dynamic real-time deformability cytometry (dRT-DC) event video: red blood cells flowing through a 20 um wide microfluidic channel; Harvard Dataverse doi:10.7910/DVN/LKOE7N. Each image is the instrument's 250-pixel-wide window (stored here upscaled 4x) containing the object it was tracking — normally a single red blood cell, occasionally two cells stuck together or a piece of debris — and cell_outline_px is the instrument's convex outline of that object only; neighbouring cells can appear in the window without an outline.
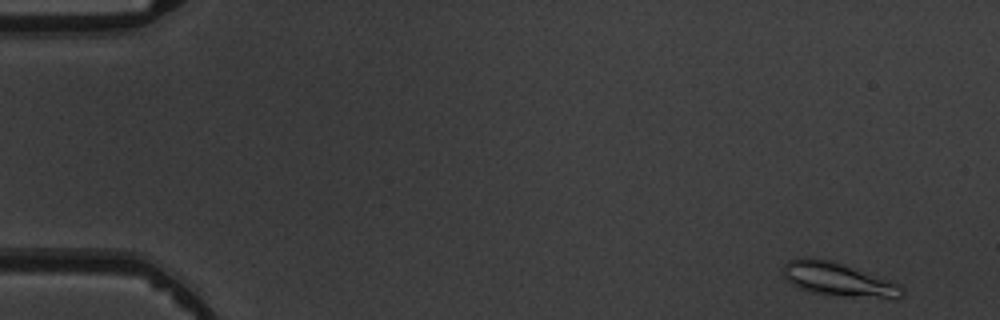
{"species": "common noctule bat (a hibernating species)", "species_latin": "Nyctalus noctula", "temperature_condition": "warm", "stored_images_in_passage": 8, "camera_frame_rate_fps": 3000, "um_per_image_px": 0.085, "animal": {"sex": "male", "body_mass_g": 19.5, "forearm_length_mm": 54.6}, "frame": {"image": 1, "passage_image": 1, "time_ms": 0.0, "image_size_px": [1000, 320], "cell_outline_px": [[904, 296], [900, 300], [896, 300], [844, 296], [812, 292], [800, 288], [784, 280], [784, 264], [788, 260], [800, 256], [808, 256], [832, 260], [900, 284], [904, 288]], "centroid_in_image_um": [71.29, 23.76], "position_along_channel_um": 13.7, "area_um2": 23.81}}
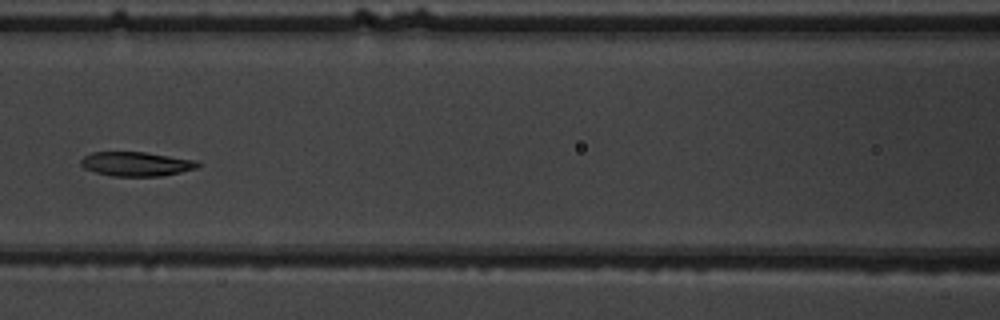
{"frame": {"image": 2, "passage_image": 7, "time_ms": 7.0, "image_size_px": [1000, 320], "cell_outline_px": [[200, 164], [196, 168], [180, 172], [160, 176], [112, 176], [96, 172], [84, 168], [80, 164], [80, 160], [84, 156], [92, 152], [144, 152], [196, 160]], "centroid_in_image_um": [11.55, 13.93], "position_along_channel_um": 155.0, "area_um2": 16.42}}
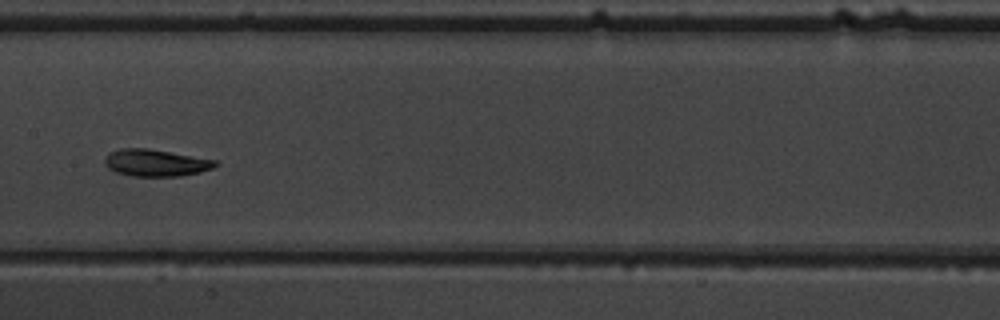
{"frame": {"image": 3, "passage_image": 8, "time_ms": 8.0, "image_size_px": [1000, 320], "cell_outline_px": [[220, 164], [212, 168], [200, 172], [180, 176], [132, 176], [116, 172], [108, 168], [104, 164], [104, 160], [108, 152], [120, 148], [148, 148], [216, 160]], "centroid_in_image_um": [13.22, 13.83], "position_along_channel_um": 194.2, "area_um2": 17.46}}